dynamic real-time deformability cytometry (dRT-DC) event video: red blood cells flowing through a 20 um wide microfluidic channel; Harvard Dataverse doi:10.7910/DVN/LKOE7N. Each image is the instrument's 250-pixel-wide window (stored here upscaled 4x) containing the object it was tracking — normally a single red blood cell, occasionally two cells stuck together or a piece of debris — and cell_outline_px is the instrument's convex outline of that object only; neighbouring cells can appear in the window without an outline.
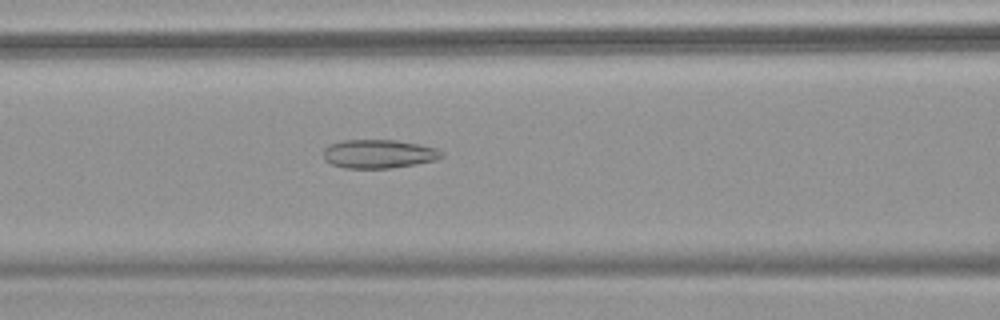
{"species": "common noctule bat (a hibernating species)", "species_latin": "Nyctalus noctula", "temperature_condition": "warm", "stored_images_in_passage": 54, "camera_frame_rate_fps": 3000, "um_per_image_px": 0.085, "animal": {"sex": "female", "body_mass_g": 18.4}, "frame": {"image": 1, "passage_image": 24, "time_ms": 7.667, "image_size_px": [1000, 320], "cell_outline_px": [[444, 156], [436, 160], [388, 168], [344, 168], [332, 164], [324, 160], [324, 148], [328, 144], [344, 140], [396, 140], [420, 144], [436, 148], [444, 152]], "centroid_in_image_um": [32.18, 13.07], "position_along_channel_um": 134.4, "area_um2": 19.77}}
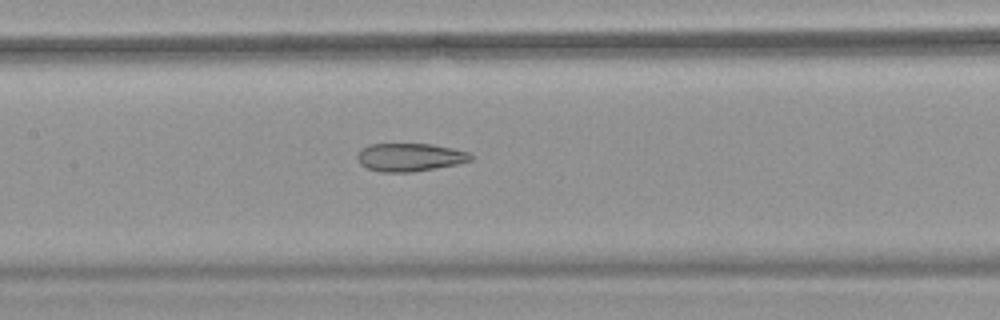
{"frame": {"image": 2, "passage_image": 27, "time_ms": 8.667, "image_size_px": [1000, 320], "cell_outline_px": [[472, 160], [460, 164], [412, 172], [380, 172], [368, 168], [360, 164], [356, 156], [360, 148], [368, 144], [432, 144], [452, 148], [468, 152], [472, 156]], "centroid_in_image_um": [34.82, 13.36], "position_along_channel_um": 172.6, "area_um2": 18.73}}
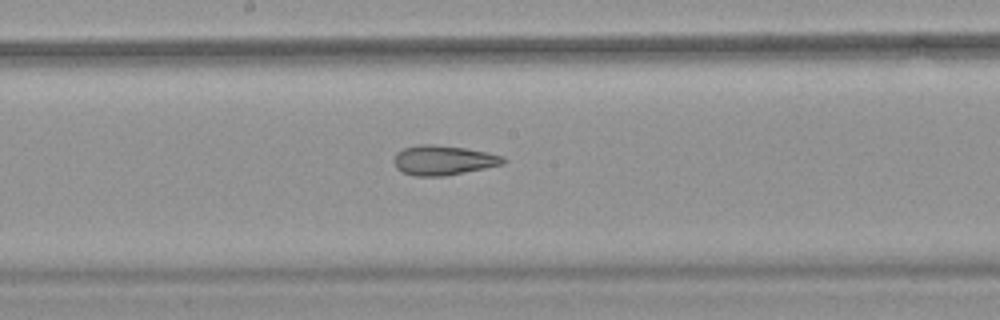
{"frame": {"image": 3, "passage_image": 30, "time_ms": 9.667, "image_size_px": [1000, 320], "cell_outline_px": [[508, 160], [504, 164], [444, 176], [416, 176], [404, 172], [396, 168], [392, 160], [396, 152], [404, 148], [420, 144], [432, 144], [464, 148], [488, 152], [504, 156]], "centroid_in_image_um": [37.68, 13.61], "position_along_channel_um": 210.5, "area_um2": 18.96}, "authors_computed_cell_mechanics": {"area_um2": 22.7732, "velocity_mm_per_s": 3.8206, "shape_relaxation_time_tau1_ms": null, "shape_relaxation_time_tau2_ms": 2.5882, "deformation_change_tau1": null, "deformation_change_tau2": 0.1192}}